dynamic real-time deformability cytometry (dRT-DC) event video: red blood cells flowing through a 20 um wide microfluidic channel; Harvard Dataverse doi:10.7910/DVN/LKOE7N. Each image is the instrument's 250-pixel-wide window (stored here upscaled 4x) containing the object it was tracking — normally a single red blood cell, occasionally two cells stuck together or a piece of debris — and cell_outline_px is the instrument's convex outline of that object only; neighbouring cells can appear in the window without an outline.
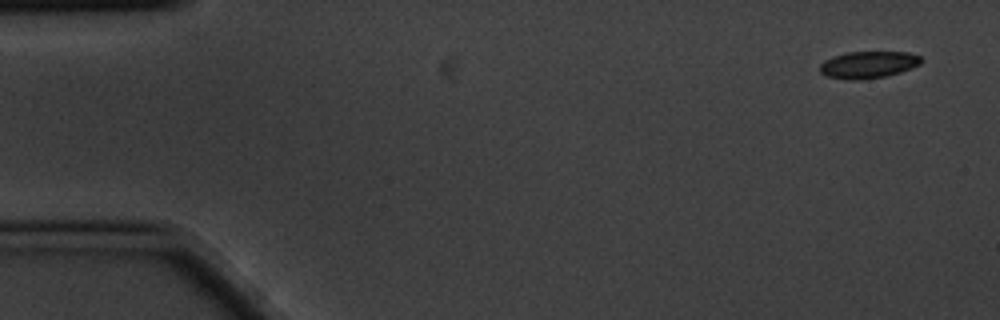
{"species": "common noctule bat (a hibernating species)", "species_latin": "Nyctalus noctula", "temperature_condition": "cold", "stored_images_in_passage": 5, "camera_frame_rate_fps": 3000, "um_per_image_px": 0.085, "animal": {"sex": "male", "body_mass_g": 20.1, "forearm_length_mm": 53.5}, "frame": {"image": 1, "passage_image": 1, "time_ms": 0.0, "image_size_px": [1000, 320], "cell_outline_px": [[924, 60], [920, 64], [912, 68], [900, 72], [884, 76], [860, 80], [848, 80], [828, 76], [820, 72], [820, 64], [824, 60], [832, 56], [848, 52], [908, 52], [920, 56]], "centroid_in_image_um": [73.81, 5.49], "position_along_channel_um": 11.2, "area_um2": 15.95}}